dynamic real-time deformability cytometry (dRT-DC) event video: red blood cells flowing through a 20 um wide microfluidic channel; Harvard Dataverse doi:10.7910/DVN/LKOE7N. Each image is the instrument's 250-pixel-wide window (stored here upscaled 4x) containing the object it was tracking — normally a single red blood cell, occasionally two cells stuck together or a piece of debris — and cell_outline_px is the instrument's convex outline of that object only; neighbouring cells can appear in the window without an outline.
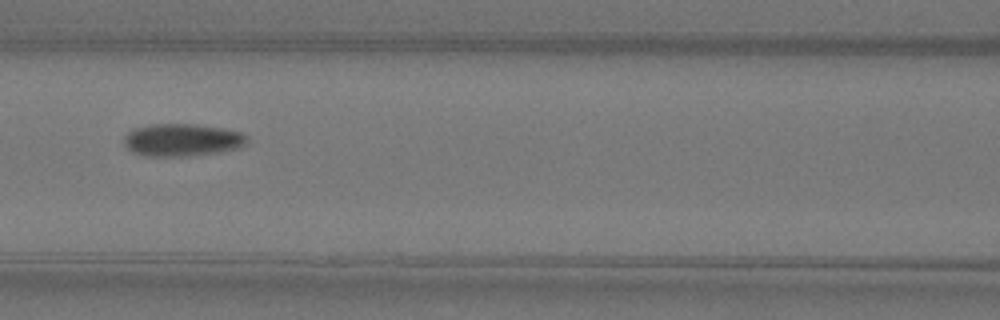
{"species": "Egyptian fruit bat (a non-hibernating species)", "species_latin": "Rousettus aegyptiacus", "temperature_condition": "warm", "stored_images_in_passage": 7, "camera_frame_rate_fps": 3000, "um_per_image_px": 0.085, "animal": {"sex": "female"}, "frame": {"image": 1, "passage_image": 7, "time_ms": 2.0, "image_size_px": [1000, 320], "cell_outline_px": [[248, 140], [240, 148], [216, 152], [184, 156], [148, 156], [132, 152], [124, 144], [124, 136], [132, 128], [152, 124], [196, 124], [224, 128], [240, 132], [248, 136]], "centroid_in_image_um": [15.47, 11.88], "position_along_channel_um": 151.1, "area_um2": 23.35}}